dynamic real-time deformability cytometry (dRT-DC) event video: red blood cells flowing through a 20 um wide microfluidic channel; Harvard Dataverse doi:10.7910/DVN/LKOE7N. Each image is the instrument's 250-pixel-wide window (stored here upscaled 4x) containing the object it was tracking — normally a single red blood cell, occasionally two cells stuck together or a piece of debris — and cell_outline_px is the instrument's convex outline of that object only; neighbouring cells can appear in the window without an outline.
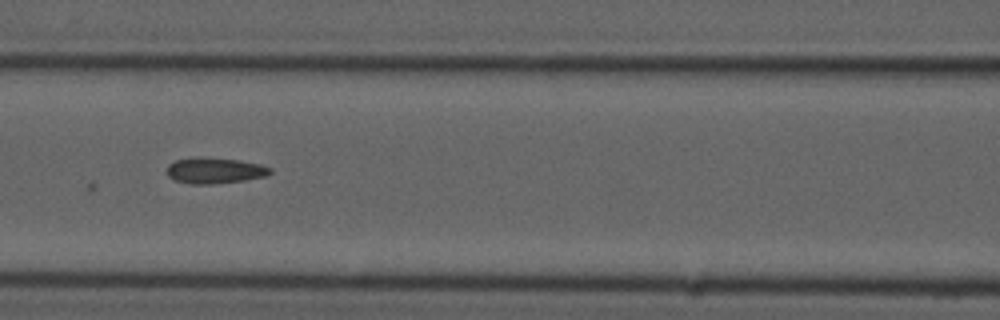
{"species": "common noctule bat (a hibernating species)", "species_latin": "Nyctalus noctula", "temperature_condition": "cold", "stored_images_in_passage": 10, "camera_frame_rate_fps": 3000, "um_per_image_px": 0.085, "animal": {"sex": "male", "forearm_length_mm": 52.5}, "frame": {"image": 1, "passage_image": 8, "time_ms": 8.333, "image_size_px": [1000, 320], "cell_outline_px": [[272, 172], [264, 176], [244, 180], [212, 184], [192, 184], [176, 180], [168, 176], [168, 164], [176, 160], [204, 156], [236, 160], [260, 164], [272, 168]], "centroid_in_image_um": [18.25, 14.49], "position_along_channel_um": 148.3, "area_um2": 15.43}}
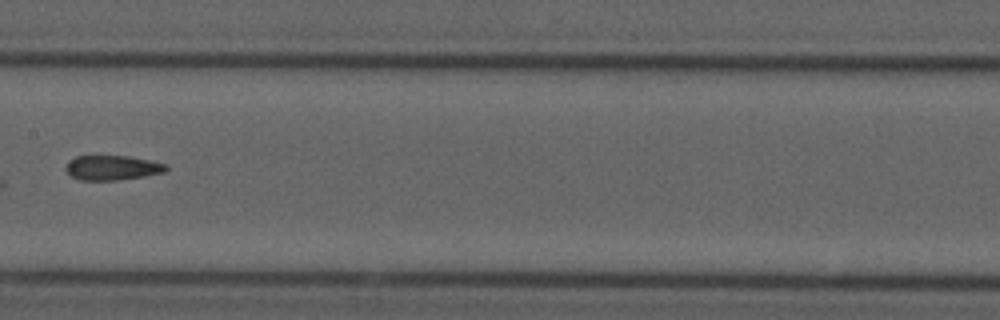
{"frame": {"image": 2, "passage_image": 9, "time_ms": 9.667, "image_size_px": [1000, 320], "cell_outline_px": [[168, 168], [164, 172], [144, 176], [120, 180], [80, 180], [72, 176], [64, 168], [76, 156], [128, 156], [152, 160], [168, 164]], "centroid_in_image_um": [9.6, 14.26], "position_along_channel_um": 197.8, "area_um2": 14.39}}